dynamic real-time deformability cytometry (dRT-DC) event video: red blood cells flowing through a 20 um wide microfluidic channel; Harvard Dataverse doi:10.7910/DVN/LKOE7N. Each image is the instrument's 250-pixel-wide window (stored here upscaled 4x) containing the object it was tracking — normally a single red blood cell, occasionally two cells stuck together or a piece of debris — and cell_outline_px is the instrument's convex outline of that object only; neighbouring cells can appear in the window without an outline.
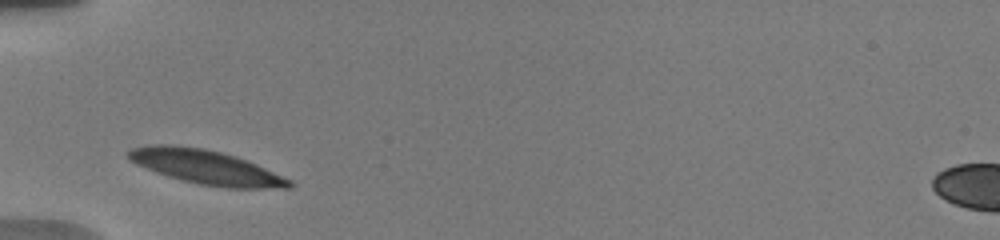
{"species": "human", "species_latin": "Homo sapiens", "temperature_condition": "warm", "stored_images_in_passage": 19, "camera_frame_rate_fps": 3000, "um_per_image_px": 0.085, "donor": {"sex": "male"}, "frame": {"image": 1, "passage_image": 1, "time_ms": 0.0, "image_size_px": [1000, 240], "cell_outline_px": [[292, 188], [228, 188], [200, 184], [168, 176], [156, 172], [136, 164], [128, 160], [128, 152], [132, 148], [148, 144], [168, 144], [204, 148], [220, 152], [256, 164], [292, 180]], "centroid_in_image_um": [17.49, 14.2], "position_along_channel_um": 67.5, "area_um2": 31.73}}
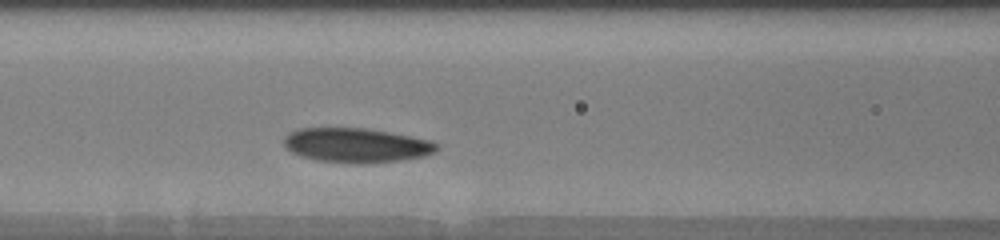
{"frame": {"image": 2, "passage_image": 12, "time_ms": 2.0, "image_size_px": [1000, 240], "cell_outline_px": [[440, 148], [436, 152], [424, 156], [400, 160], [368, 164], [352, 164], [316, 160], [300, 156], [284, 148], [284, 136], [288, 132], [300, 128], [364, 128], [388, 132], [432, 140], [440, 144]], "centroid_in_image_um": [30.29, 12.36], "position_along_channel_um": 136.3, "area_um2": 31.15}}
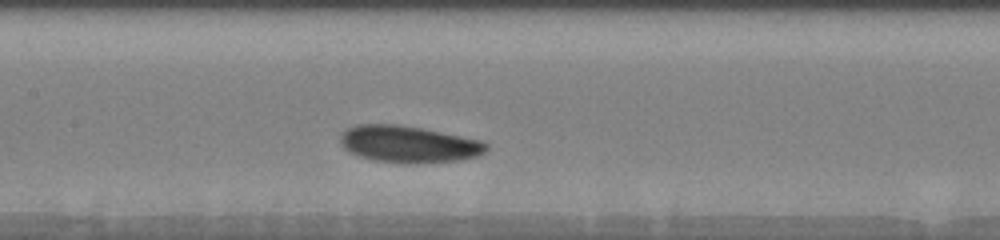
{"frame": {"image": 3, "passage_image": 16, "time_ms": 3.0, "image_size_px": [1000, 240], "cell_outline_px": [[488, 148], [480, 156], [460, 160], [408, 164], [404, 164], [372, 160], [356, 156], [348, 152], [340, 144], [340, 136], [348, 128], [356, 124], [396, 124], [424, 128], [480, 140], [488, 144]], "centroid_in_image_um": [34.71, 12.26], "position_along_channel_um": 172.7, "area_um2": 31.73}}